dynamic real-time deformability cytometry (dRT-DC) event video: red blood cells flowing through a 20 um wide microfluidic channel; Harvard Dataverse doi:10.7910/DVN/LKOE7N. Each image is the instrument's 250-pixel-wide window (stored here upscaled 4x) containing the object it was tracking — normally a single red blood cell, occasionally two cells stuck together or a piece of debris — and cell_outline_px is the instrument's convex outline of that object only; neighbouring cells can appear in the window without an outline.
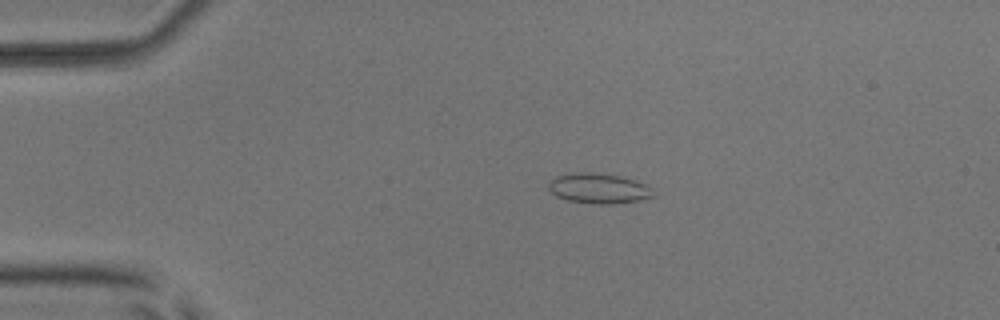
{"species": "common noctule bat (a hibernating species)", "species_latin": "Nyctalus noctula", "temperature_condition": "room temperature", "stored_images_in_passage": 52, "camera_frame_rate_fps": 3000, "um_per_image_px": 0.085, "animal": {"sex": "male", "body_mass_g": 17.9, "forearm_length_mm": 54.2}, "frame": {"image": 1, "passage_image": 11, "time_ms": 3.333, "image_size_px": [1000, 320], "cell_outline_px": [[656, 196], [640, 200], [616, 204], [592, 204], [568, 200], [556, 196], [548, 188], [548, 184], [556, 176], [572, 172], [592, 172], [620, 176], [636, 180], [652, 188]], "centroid_in_image_um": [50.91, 16.02], "position_along_channel_um": 34.1, "area_um2": 18.61}}
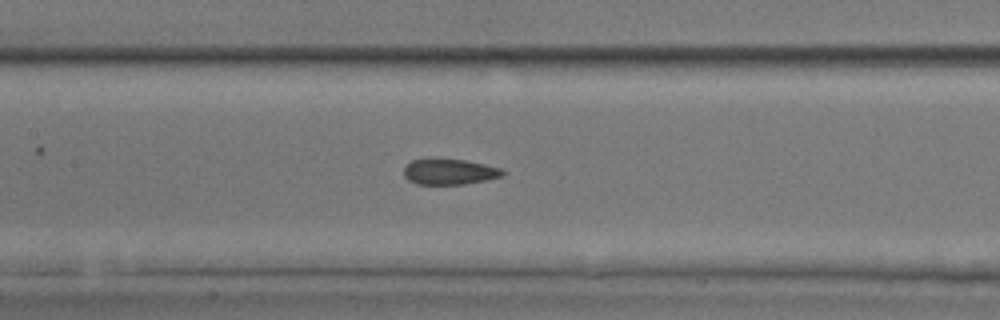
{"frame": {"image": 2, "passage_image": 25, "time_ms": 8.0, "image_size_px": [1000, 320], "cell_outline_px": [[508, 172], [504, 176], [464, 184], [416, 184], [408, 180], [404, 176], [404, 168], [412, 160], [428, 156], [464, 160], [484, 164], [500, 168]], "centroid_in_image_um": [38.18, 14.56], "position_along_channel_um": 169.2, "area_um2": 15.26}}
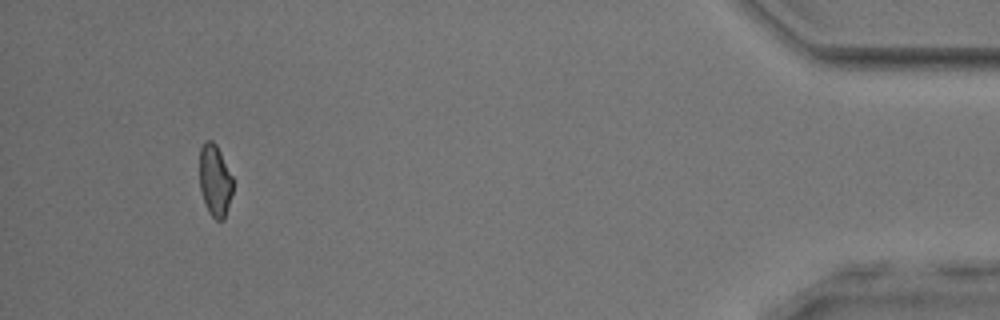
{"frame": {"image": 3, "passage_image": 49, "time_ms": 16.0, "image_size_px": [1000, 320], "cell_outline_px": [[232, 192], [224, 220], [216, 220], [208, 212], [200, 188], [200, 148], [204, 140], [212, 140], [216, 144], [232, 176]], "centroid_in_image_um": [18.26, 15.33], "position_along_channel_um": 416.9, "area_um2": 13.81}, "authors_computed_cell_mechanics": {"area_um2": 15.3748, "velocity_mm_per_s": 3.937, "shape_relaxation_time_tau1_ms": null, "shape_relaxation_time_tau2_ms": 1.8253, "deformation_change_tau1": null, "deformation_change_tau2": 0.0926}}